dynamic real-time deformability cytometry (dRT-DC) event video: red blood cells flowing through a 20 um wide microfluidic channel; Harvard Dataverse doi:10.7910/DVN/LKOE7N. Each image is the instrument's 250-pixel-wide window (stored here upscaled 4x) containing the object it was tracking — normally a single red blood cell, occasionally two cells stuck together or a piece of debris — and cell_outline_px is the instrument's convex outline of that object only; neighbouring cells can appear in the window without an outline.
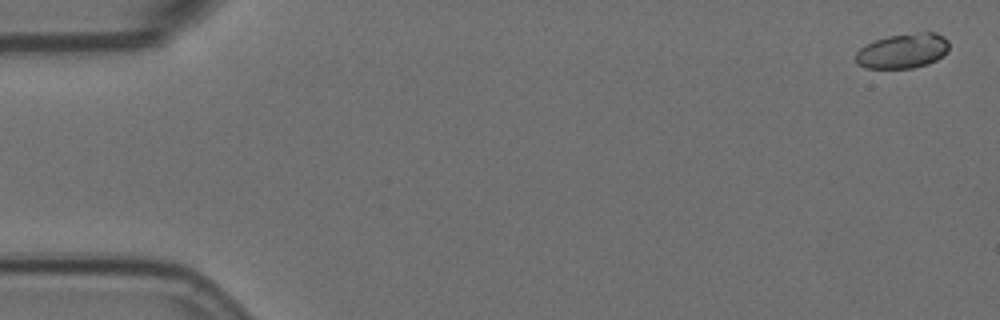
{"species": "Egyptian fruit bat (a non-hibernating species)", "species_latin": "Rousettus aegyptiacus", "temperature_condition": "room temperature", "stored_images_in_passage": 7, "camera_frame_rate_fps": 3000, "um_per_image_px": 0.085, "animal": {"sex": "female"}, "frame": {"image": 1, "passage_image": 1, "time_ms": 0.0, "image_size_px": [1000, 320], "cell_outline_px": [[948, 48], [936, 60], [928, 64], [912, 68], [864, 68], [856, 64], [856, 52], [860, 48], [876, 40], [888, 36], [916, 32], [936, 32], [944, 36], [948, 40]], "centroid_in_image_um": [76.72, 4.32], "position_along_channel_um": 8.3, "area_um2": 18.9}}
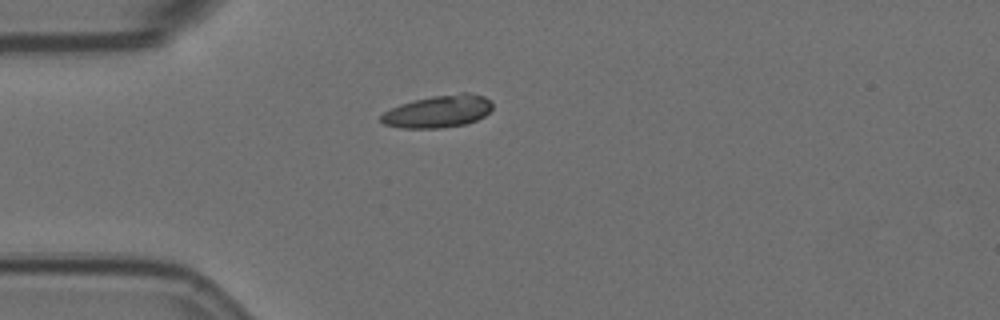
{"frame": {"image": 2, "passage_image": 5, "time_ms": 1.333, "image_size_px": [1000, 320], "cell_outline_px": [[492, 108], [484, 116], [476, 120], [464, 124], [440, 128], [404, 128], [384, 124], [380, 120], [380, 116], [384, 112], [400, 104], [432, 96], [460, 92], [468, 92], [484, 96], [492, 100]], "centroid_in_image_um": [37.27, 9.46], "position_along_channel_um": 47.7, "area_um2": 20.98}}
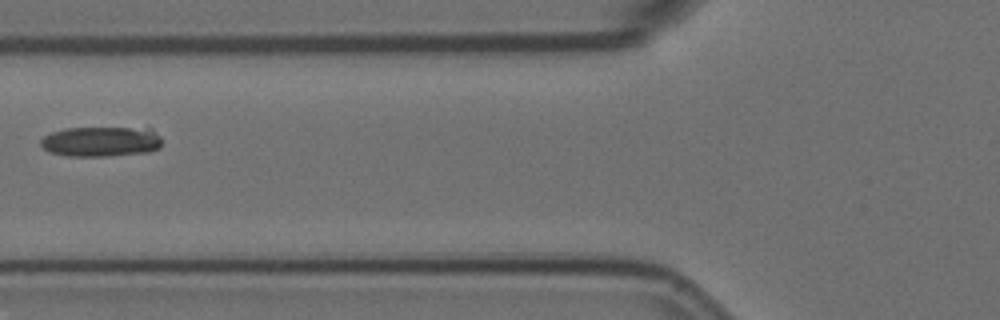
{"frame": {"image": 3, "passage_image": 7, "time_ms": 2.0, "image_size_px": [1000, 320], "cell_outline_px": [[160, 148], [148, 152], [108, 156], [68, 156], [52, 152], [44, 148], [40, 144], [40, 140], [44, 136], [52, 132], [64, 128], [152, 128], [160, 136]], "centroid_in_image_um": [8.6, 12.03], "position_along_channel_um": 117.2, "area_um2": 21.27}}